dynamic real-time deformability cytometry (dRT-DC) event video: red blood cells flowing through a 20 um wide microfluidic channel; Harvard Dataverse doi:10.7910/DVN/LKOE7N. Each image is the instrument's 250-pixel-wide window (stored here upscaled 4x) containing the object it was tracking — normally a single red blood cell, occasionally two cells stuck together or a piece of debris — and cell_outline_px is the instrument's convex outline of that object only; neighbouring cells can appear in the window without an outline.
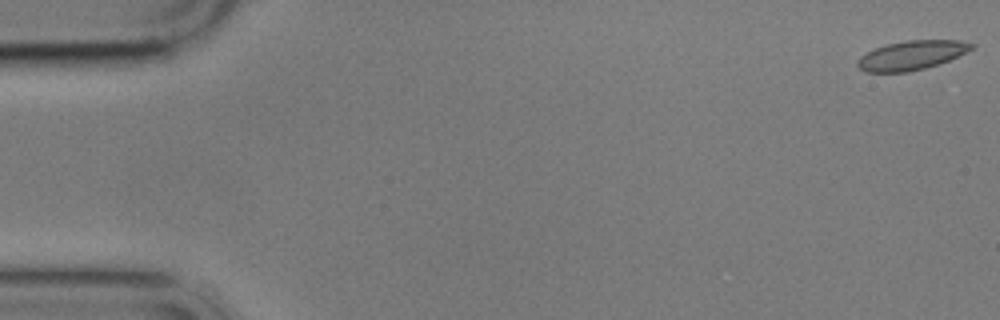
{"species": "common noctule bat (a hibernating species)", "species_latin": "Nyctalus noctula", "temperature_condition": "cold", "stored_images_in_passage": 6, "segment_of_instrument_passage": [1, 2], "camera_frame_rate_fps": 3000, "um_per_image_px": 0.085, "animal": {"sex": "male", "body_mass_g": 17.9}, "frame": {"image": 1, "passage_image": 1, "time_ms": 0.0, "image_size_px": [1000, 320], "cell_outline_px": [[976, 48], [948, 60], [924, 68], [908, 72], [864, 72], [856, 64], [856, 60], [860, 56], [876, 48], [888, 44], [908, 40], [960, 40], [976, 44]], "centroid_in_image_um": [77.5, 4.69], "position_along_channel_um": 7.5, "area_um2": 19.31}}